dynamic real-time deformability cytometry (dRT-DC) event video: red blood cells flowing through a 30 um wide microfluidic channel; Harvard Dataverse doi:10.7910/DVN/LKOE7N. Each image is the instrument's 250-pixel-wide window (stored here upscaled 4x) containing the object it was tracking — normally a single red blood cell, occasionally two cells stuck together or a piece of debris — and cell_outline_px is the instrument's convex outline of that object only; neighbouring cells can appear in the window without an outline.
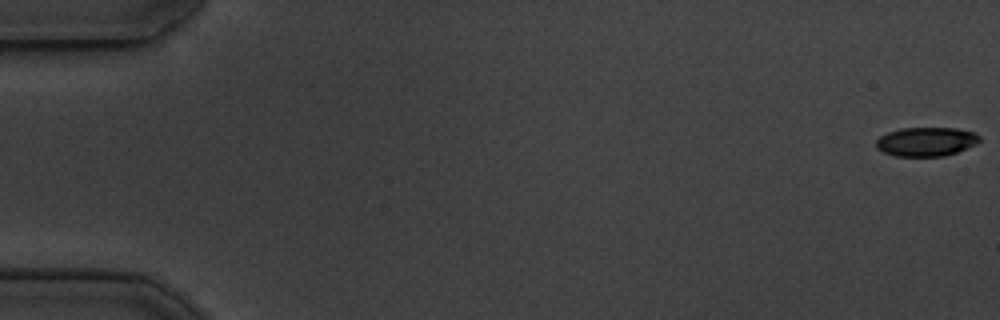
{"species": "common noctule bat (a hibernating species)", "species_latin": "Nyctalus noctula", "temperature_condition": "cold", "stored_images_in_passage": 54, "camera_frame_rate_fps": 3000, "um_per_image_px": 0.085, "animal": {"sex": "male", "body_mass_g": 19.5, "forearm_length_mm": 54.6}, "frame": {"image": 1, "passage_image": 1, "time_ms": 0.0, "image_size_px": [1000, 320], "cell_outline_px": [[980, 140], [976, 144], [956, 152], [944, 156], [896, 156], [884, 152], [876, 148], [876, 140], [880, 136], [888, 132], [900, 128], [956, 128], [972, 132], [980, 136]], "centroid_in_image_um": [78.7, 12.04], "position_along_channel_um": 6.3, "area_um2": 17.4}}
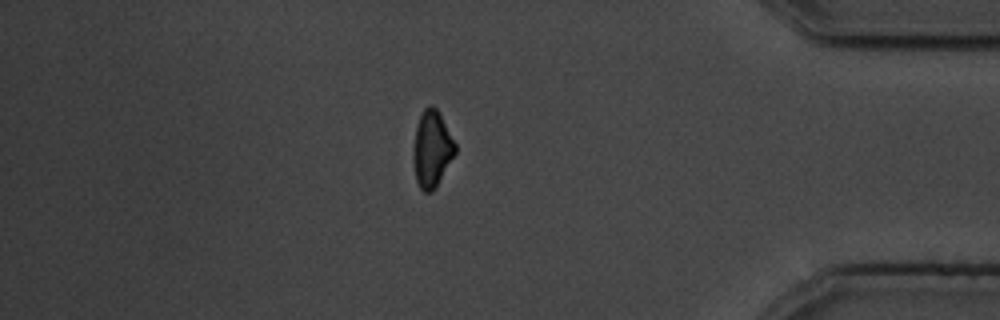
{"frame": {"image": 2, "passage_image": 47, "time_ms": 15.333, "image_size_px": [1000, 320], "cell_outline_px": [[456, 152], [436, 188], [432, 192], [424, 192], [420, 188], [416, 180], [412, 156], [412, 152], [416, 128], [420, 116], [424, 108], [432, 104], [440, 112], [456, 144]], "centroid_in_image_um": [36.71, 12.67], "position_along_channel_um": 398.5, "area_um2": 18.84}}
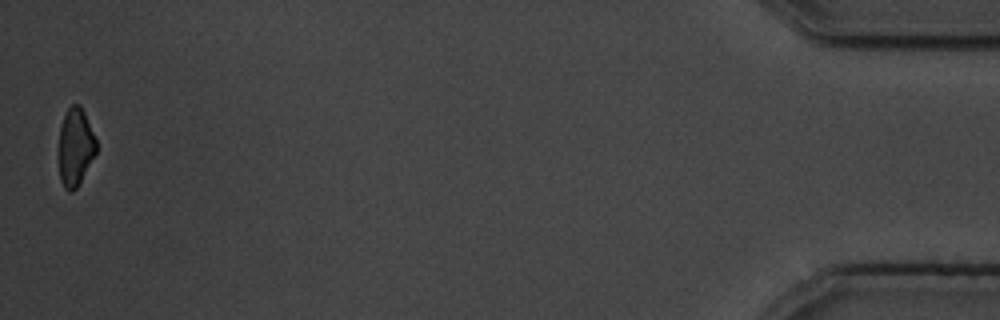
{"frame": {"image": 3, "passage_image": 54, "time_ms": 17.667, "image_size_px": [1000, 320], "cell_outline_px": [[96, 152], [76, 188], [72, 192], [68, 192], [64, 188], [60, 180], [60, 128], [64, 116], [68, 108], [72, 104], [80, 104], [84, 112], [96, 140]], "centroid_in_image_um": [6.41, 12.49], "position_along_channel_um": 428.8, "area_um2": 16.53}, "authors_computed_cell_mechanics": {"area_um2": 19.2474, "velocity_mm_per_s": 3.7637, "shape_relaxation_time_tau1_ms": 1.7615, "shape_relaxation_time_tau2_ms": null, "deformation_change_tau1": 0.1249, "deformation_change_tau2": null}}